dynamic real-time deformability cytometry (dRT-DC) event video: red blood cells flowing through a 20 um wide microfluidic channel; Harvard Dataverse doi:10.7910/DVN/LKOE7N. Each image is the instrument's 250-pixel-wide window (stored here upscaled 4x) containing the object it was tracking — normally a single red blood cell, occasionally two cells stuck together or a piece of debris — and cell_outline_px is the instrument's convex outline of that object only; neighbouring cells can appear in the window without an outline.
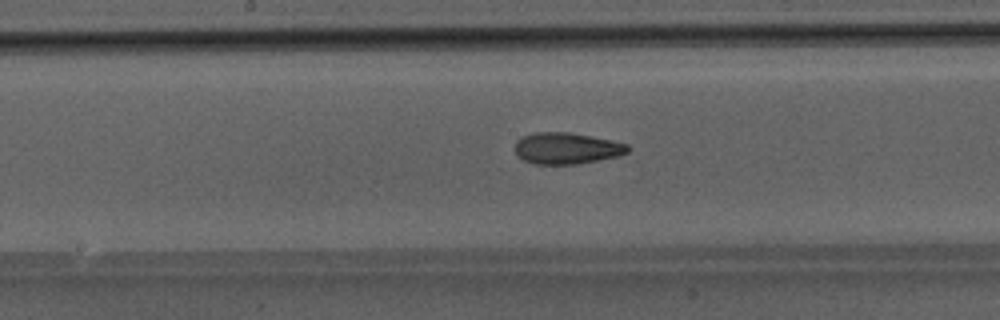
{"species": "Egyptian fruit bat (a non-hibernating species)", "species_latin": "Rousettus aegyptiacus", "temperature_condition": "room temperature", "stored_images_in_passage": 49, "camera_frame_rate_fps": 3000, "um_per_image_px": 0.085, "animal": {"sex": "male"}, "frame": {"image": 1, "passage_image": 26, "time_ms": 8.333, "image_size_px": [1000, 320], "cell_outline_px": [[632, 148], [628, 152], [620, 156], [576, 164], [532, 164], [516, 156], [516, 140], [520, 136], [536, 132], [568, 132], [628, 144]], "centroid_in_image_um": [48.14, 12.61], "position_along_channel_um": 200.1, "area_um2": 20.69}}
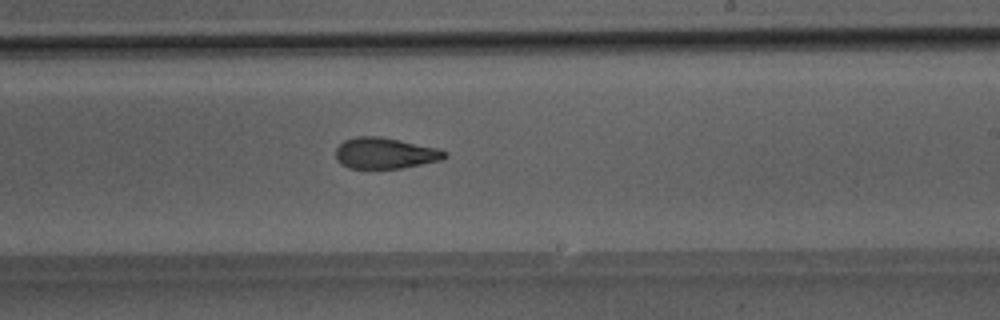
{"frame": {"image": 2, "passage_image": 30, "time_ms": 9.667, "image_size_px": [1000, 320], "cell_outline_px": [[448, 156], [440, 160], [400, 168], [348, 168], [340, 164], [336, 160], [336, 148], [344, 140], [356, 136], [380, 136], [440, 148], [448, 152]], "centroid_in_image_um": [32.73, 13.01], "position_along_channel_um": 256.3, "area_um2": 19.83}}
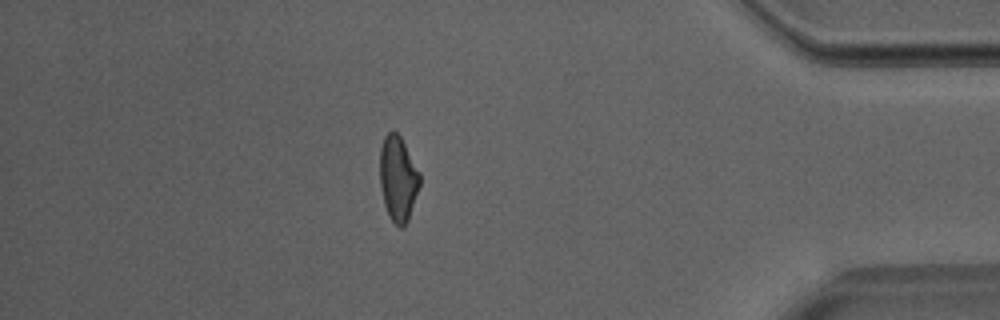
{"frame": {"image": 3, "passage_image": 43, "time_ms": 14.0, "image_size_px": [1000, 320], "cell_outline_px": [[420, 184], [408, 220], [400, 228], [388, 216], [384, 204], [380, 184], [380, 148], [384, 136], [388, 132], [396, 132], [400, 136], [420, 172]], "centroid_in_image_um": [33.82, 15.17], "position_along_channel_um": 401.4, "area_um2": 19.65}}